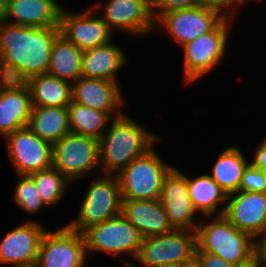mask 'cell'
<instances>
[{"instance_id": "1", "label": "cell", "mask_w": 266, "mask_h": 267, "mask_svg": "<svg viewBox=\"0 0 266 267\" xmlns=\"http://www.w3.org/2000/svg\"><path fill=\"white\" fill-rule=\"evenodd\" d=\"M60 27H30L0 20V78L25 82L48 73Z\"/></svg>"}, {"instance_id": "2", "label": "cell", "mask_w": 266, "mask_h": 267, "mask_svg": "<svg viewBox=\"0 0 266 267\" xmlns=\"http://www.w3.org/2000/svg\"><path fill=\"white\" fill-rule=\"evenodd\" d=\"M159 141L158 135L124 112L111 120L99 139L100 173L117 175Z\"/></svg>"}, {"instance_id": "3", "label": "cell", "mask_w": 266, "mask_h": 267, "mask_svg": "<svg viewBox=\"0 0 266 267\" xmlns=\"http://www.w3.org/2000/svg\"><path fill=\"white\" fill-rule=\"evenodd\" d=\"M205 218L201 217L196 231L195 252L219 256L236 267H253L259 242L248 233L237 229L223 215Z\"/></svg>"}, {"instance_id": "4", "label": "cell", "mask_w": 266, "mask_h": 267, "mask_svg": "<svg viewBox=\"0 0 266 267\" xmlns=\"http://www.w3.org/2000/svg\"><path fill=\"white\" fill-rule=\"evenodd\" d=\"M235 18L225 16L211 31L183 45V82L190 85L222 64ZM232 20V21H231ZM230 33V34H229Z\"/></svg>"}, {"instance_id": "5", "label": "cell", "mask_w": 266, "mask_h": 267, "mask_svg": "<svg viewBox=\"0 0 266 267\" xmlns=\"http://www.w3.org/2000/svg\"><path fill=\"white\" fill-rule=\"evenodd\" d=\"M82 234L88 258L94 256V253L116 255L124 263L123 267H129L134 262L143 239L135 226L122 214L89 226ZM119 255L126 256L122 259Z\"/></svg>"}, {"instance_id": "6", "label": "cell", "mask_w": 266, "mask_h": 267, "mask_svg": "<svg viewBox=\"0 0 266 267\" xmlns=\"http://www.w3.org/2000/svg\"><path fill=\"white\" fill-rule=\"evenodd\" d=\"M157 152L153 146L117 174L121 199H160L164 178L174 165L167 164Z\"/></svg>"}, {"instance_id": "7", "label": "cell", "mask_w": 266, "mask_h": 267, "mask_svg": "<svg viewBox=\"0 0 266 267\" xmlns=\"http://www.w3.org/2000/svg\"><path fill=\"white\" fill-rule=\"evenodd\" d=\"M88 186L75 219L66 225L82 233L89 226L121 214V193L117 175L99 173Z\"/></svg>"}, {"instance_id": "8", "label": "cell", "mask_w": 266, "mask_h": 267, "mask_svg": "<svg viewBox=\"0 0 266 267\" xmlns=\"http://www.w3.org/2000/svg\"><path fill=\"white\" fill-rule=\"evenodd\" d=\"M52 167L74 183L100 173L99 140L68 133L53 145Z\"/></svg>"}, {"instance_id": "9", "label": "cell", "mask_w": 266, "mask_h": 267, "mask_svg": "<svg viewBox=\"0 0 266 267\" xmlns=\"http://www.w3.org/2000/svg\"><path fill=\"white\" fill-rule=\"evenodd\" d=\"M197 248V232L188 229L173 231L142 239L135 262L129 267H159L178 265L190 258ZM138 263V264H137Z\"/></svg>"}, {"instance_id": "10", "label": "cell", "mask_w": 266, "mask_h": 267, "mask_svg": "<svg viewBox=\"0 0 266 267\" xmlns=\"http://www.w3.org/2000/svg\"><path fill=\"white\" fill-rule=\"evenodd\" d=\"M104 4L95 2L92 7L98 14L103 10L99 15L113 32H125L133 38L155 34L151 0H107Z\"/></svg>"}, {"instance_id": "11", "label": "cell", "mask_w": 266, "mask_h": 267, "mask_svg": "<svg viewBox=\"0 0 266 267\" xmlns=\"http://www.w3.org/2000/svg\"><path fill=\"white\" fill-rule=\"evenodd\" d=\"M5 141L8 161L17 175H31L52 167L53 145L28 126L8 134Z\"/></svg>"}, {"instance_id": "12", "label": "cell", "mask_w": 266, "mask_h": 267, "mask_svg": "<svg viewBox=\"0 0 266 267\" xmlns=\"http://www.w3.org/2000/svg\"><path fill=\"white\" fill-rule=\"evenodd\" d=\"M219 10L197 6L164 13L156 21L155 34L167 31L180 47L211 31L223 18ZM159 31V32H158Z\"/></svg>"}, {"instance_id": "13", "label": "cell", "mask_w": 266, "mask_h": 267, "mask_svg": "<svg viewBox=\"0 0 266 267\" xmlns=\"http://www.w3.org/2000/svg\"><path fill=\"white\" fill-rule=\"evenodd\" d=\"M87 253L83 234L67 225L42 237L35 267H86Z\"/></svg>"}, {"instance_id": "14", "label": "cell", "mask_w": 266, "mask_h": 267, "mask_svg": "<svg viewBox=\"0 0 266 267\" xmlns=\"http://www.w3.org/2000/svg\"><path fill=\"white\" fill-rule=\"evenodd\" d=\"M96 13V10L90 6L78 12H70L63 7L60 14V33L81 51L112 41L115 33Z\"/></svg>"}, {"instance_id": "15", "label": "cell", "mask_w": 266, "mask_h": 267, "mask_svg": "<svg viewBox=\"0 0 266 267\" xmlns=\"http://www.w3.org/2000/svg\"><path fill=\"white\" fill-rule=\"evenodd\" d=\"M223 216L259 243H266V193L239 190L228 194Z\"/></svg>"}, {"instance_id": "16", "label": "cell", "mask_w": 266, "mask_h": 267, "mask_svg": "<svg viewBox=\"0 0 266 267\" xmlns=\"http://www.w3.org/2000/svg\"><path fill=\"white\" fill-rule=\"evenodd\" d=\"M47 231L35 219L24 221L0 241V264L10 267H35L40 243Z\"/></svg>"}, {"instance_id": "17", "label": "cell", "mask_w": 266, "mask_h": 267, "mask_svg": "<svg viewBox=\"0 0 266 267\" xmlns=\"http://www.w3.org/2000/svg\"><path fill=\"white\" fill-rule=\"evenodd\" d=\"M160 201L174 229L197 231L201 218L189 196L187 175L175 166L164 178Z\"/></svg>"}, {"instance_id": "18", "label": "cell", "mask_w": 266, "mask_h": 267, "mask_svg": "<svg viewBox=\"0 0 266 267\" xmlns=\"http://www.w3.org/2000/svg\"><path fill=\"white\" fill-rule=\"evenodd\" d=\"M119 82L80 77L72 83V101L80 105L108 112L113 118L122 115L125 98Z\"/></svg>"}, {"instance_id": "19", "label": "cell", "mask_w": 266, "mask_h": 267, "mask_svg": "<svg viewBox=\"0 0 266 267\" xmlns=\"http://www.w3.org/2000/svg\"><path fill=\"white\" fill-rule=\"evenodd\" d=\"M32 100L25 82L0 78V135L28 126Z\"/></svg>"}, {"instance_id": "20", "label": "cell", "mask_w": 266, "mask_h": 267, "mask_svg": "<svg viewBox=\"0 0 266 267\" xmlns=\"http://www.w3.org/2000/svg\"><path fill=\"white\" fill-rule=\"evenodd\" d=\"M121 214L135 226L143 238L163 235L174 230L160 199H122Z\"/></svg>"}, {"instance_id": "21", "label": "cell", "mask_w": 266, "mask_h": 267, "mask_svg": "<svg viewBox=\"0 0 266 267\" xmlns=\"http://www.w3.org/2000/svg\"><path fill=\"white\" fill-rule=\"evenodd\" d=\"M62 7L56 0H9L2 20L30 27H59Z\"/></svg>"}, {"instance_id": "22", "label": "cell", "mask_w": 266, "mask_h": 267, "mask_svg": "<svg viewBox=\"0 0 266 267\" xmlns=\"http://www.w3.org/2000/svg\"><path fill=\"white\" fill-rule=\"evenodd\" d=\"M113 42L112 40L104 45L83 51L82 77L118 82L119 71L129 63L124 50Z\"/></svg>"}, {"instance_id": "23", "label": "cell", "mask_w": 266, "mask_h": 267, "mask_svg": "<svg viewBox=\"0 0 266 267\" xmlns=\"http://www.w3.org/2000/svg\"><path fill=\"white\" fill-rule=\"evenodd\" d=\"M187 183L190 199L196 212L200 213L199 216L223 215L228 194L208 173H202L195 178L188 177L187 175Z\"/></svg>"}, {"instance_id": "24", "label": "cell", "mask_w": 266, "mask_h": 267, "mask_svg": "<svg viewBox=\"0 0 266 267\" xmlns=\"http://www.w3.org/2000/svg\"><path fill=\"white\" fill-rule=\"evenodd\" d=\"M30 92L32 106L68 107L72 101V83L41 74L25 81Z\"/></svg>"}, {"instance_id": "25", "label": "cell", "mask_w": 266, "mask_h": 267, "mask_svg": "<svg viewBox=\"0 0 266 267\" xmlns=\"http://www.w3.org/2000/svg\"><path fill=\"white\" fill-rule=\"evenodd\" d=\"M28 127L42 140L54 145L70 133L66 107L32 106Z\"/></svg>"}, {"instance_id": "26", "label": "cell", "mask_w": 266, "mask_h": 267, "mask_svg": "<svg viewBox=\"0 0 266 267\" xmlns=\"http://www.w3.org/2000/svg\"><path fill=\"white\" fill-rule=\"evenodd\" d=\"M218 155L209 176L227 193L239 191L241 178L249 163L238 146L225 147Z\"/></svg>"}, {"instance_id": "27", "label": "cell", "mask_w": 266, "mask_h": 267, "mask_svg": "<svg viewBox=\"0 0 266 267\" xmlns=\"http://www.w3.org/2000/svg\"><path fill=\"white\" fill-rule=\"evenodd\" d=\"M82 53L74 43L59 33L52 45L47 74L73 83L82 77Z\"/></svg>"}, {"instance_id": "28", "label": "cell", "mask_w": 266, "mask_h": 267, "mask_svg": "<svg viewBox=\"0 0 266 267\" xmlns=\"http://www.w3.org/2000/svg\"><path fill=\"white\" fill-rule=\"evenodd\" d=\"M70 132L100 139L113 119L108 113L71 101L67 107Z\"/></svg>"}, {"instance_id": "29", "label": "cell", "mask_w": 266, "mask_h": 267, "mask_svg": "<svg viewBox=\"0 0 266 267\" xmlns=\"http://www.w3.org/2000/svg\"><path fill=\"white\" fill-rule=\"evenodd\" d=\"M37 188V192L46 207H54L61 203L72 185L63 174L51 167L30 175Z\"/></svg>"}, {"instance_id": "30", "label": "cell", "mask_w": 266, "mask_h": 267, "mask_svg": "<svg viewBox=\"0 0 266 267\" xmlns=\"http://www.w3.org/2000/svg\"><path fill=\"white\" fill-rule=\"evenodd\" d=\"M17 176L19 179L16 182L17 184L14 185L12 192V199L15 205L29 215L42 212L46 206L37 192L33 178L30 175Z\"/></svg>"}, {"instance_id": "31", "label": "cell", "mask_w": 266, "mask_h": 267, "mask_svg": "<svg viewBox=\"0 0 266 267\" xmlns=\"http://www.w3.org/2000/svg\"><path fill=\"white\" fill-rule=\"evenodd\" d=\"M239 190L266 193V174L249 162L244 169Z\"/></svg>"}, {"instance_id": "32", "label": "cell", "mask_w": 266, "mask_h": 267, "mask_svg": "<svg viewBox=\"0 0 266 267\" xmlns=\"http://www.w3.org/2000/svg\"><path fill=\"white\" fill-rule=\"evenodd\" d=\"M152 14L157 21L164 13L184 8L197 7L199 0H151Z\"/></svg>"}, {"instance_id": "33", "label": "cell", "mask_w": 266, "mask_h": 267, "mask_svg": "<svg viewBox=\"0 0 266 267\" xmlns=\"http://www.w3.org/2000/svg\"><path fill=\"white\" fill-rule=\"evenodd\" d=\"M253 0H199V3L203 6L212 7L219 10L223 15L237 18L239 11Z\"/></svg>"}, {"instance_id": "34", "label": "cell", "mask_w": 266, "mask_h": 267, "mask_svg": "<svg viewBox=\"0 0 266 267\" xmlns=\"http://www.w3.org/2000/svg\"><path fill=\"white\" fill-rule=\"evenodd\" d=\"M253 152V160H250V162L266 174V140H261L260 143L255 146Z\"/></svg>"}, {"instance_id": "35", "label": "cell", "mask_w": 266, "mask_h": 267, "mask_svg": "<svg viewBox=\"0 0 266 267\" xmlns=\"http://www.w3.org/2000/svg\"><path fill=\"white\" fill-rule=\"evenodd\" d=\"M202 263V267H236L219 256L207 252H195Z\"/></svg>"}, {"instance_id": "36", "label": "cell", "mask_w": 266, "mask_h": 267, "mask_svg": "<svg viewBox=\"0 0 266 267\" xmlns=\"http://www.w3.org/2000/svg\"><path fill=\"white\" fill-rule=\"evenodd\" d=\"M253 267H266V243H259L255 253Z\"/></svg>"}, {"instance_id": "37", "label": "cell", "mask_w": 266, "mask_h": 267, "mask_svg": "<svg viewBox=\"0 0 266 267\" xmlns=\"http://www.w3.org/2000/svg\"><path fill=\"white\" fill-rule=\"evenodd\" d=\"M178 267H202V263L199 259V256L194 253L190 258L178 264Z\"/></svg>"}, {"instance_id": "38", "label": "cell", "mask_w": 266, "mask_h": 267, "mask_svg": "<svg viewBox=\"0 0 266 267\" xmlns=\"http://www.w3.org/2000/svg\"><path fill=\"white\" fill-rule=\"evenodd\" d=\"M9 0H0V20L3 19L4 15L7 12Z\"/></svg>"}, {"instance_id": "39", "label": "cell", "mask_w": 266, "mask_h": 267, "mask_svg": "<svg viewBox=\"0 0 266 267\" xmlns=\"http://www.w3.org/2000/svg\"><path fill=\"white\" fill-rule=\"evenodd\" d=\"M159 267H178V265H164V266H159Z\"/></svg>"}]
</instances>
